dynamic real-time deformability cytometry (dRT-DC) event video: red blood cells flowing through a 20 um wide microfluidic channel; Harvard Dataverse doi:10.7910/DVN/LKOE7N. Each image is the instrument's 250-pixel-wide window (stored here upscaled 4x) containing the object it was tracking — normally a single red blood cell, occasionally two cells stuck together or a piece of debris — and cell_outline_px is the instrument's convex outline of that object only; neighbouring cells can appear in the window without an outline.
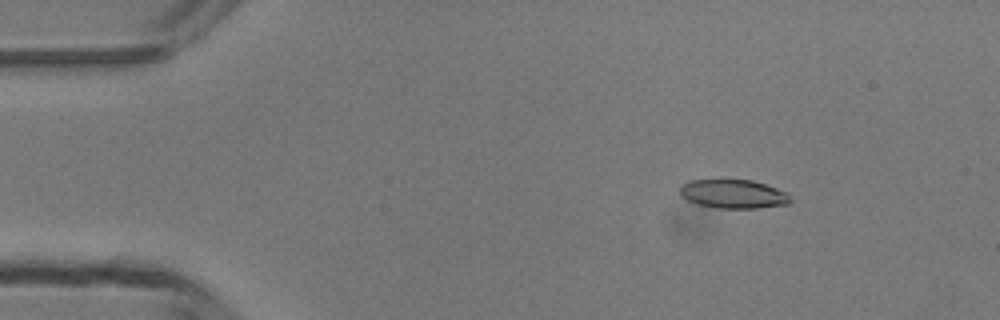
{"species": "common noctule bat (a hibernating species)", "species_latin": "Nyctalus noctula", "temperature_condition": "room temperature", "stored_images_in_passage": 3, "camera_frame_rate_fps": 3000, "um_per_image_px": 0.085, "animal": {"sex": "male", "body_mass_g": 13.3}, "frame": {"image": 1, "passage_image": 1, "time_ms": 0.0, "image_size_px": [1000, 320], "cell_outline_px": [[792, 200], [788, 204], [756, 208], [716, 208], [700, 204], [688, 200], [680, 196], [680, 184], [688, 180], [720, 176], [752, 180], [788, 192]], "centroid_in_image_um": [62.28, 16.42], "position_along_channel_um": 22.7, "area_um2": 19.48}}